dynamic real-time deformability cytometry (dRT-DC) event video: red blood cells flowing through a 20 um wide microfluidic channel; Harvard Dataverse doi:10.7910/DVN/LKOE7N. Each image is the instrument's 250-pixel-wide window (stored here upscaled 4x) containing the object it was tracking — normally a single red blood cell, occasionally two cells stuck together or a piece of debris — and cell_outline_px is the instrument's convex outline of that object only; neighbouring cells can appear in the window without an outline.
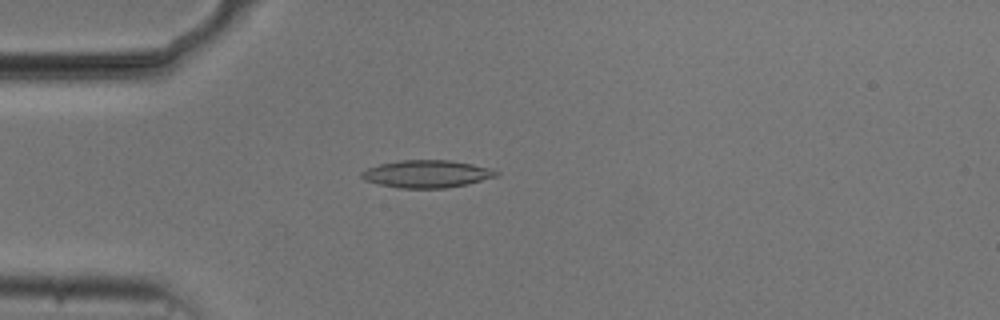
{"species": "common noctule bat (a hibernating species)", "species_latin": "Nyctalus noctula", "temperature_condition": "cold", "stored_images_in_passage": 53, "camera_frame_rate_fps": 3000, "um_per_image_px": 0.085, "animal": {"sex": "male", "body_mass_g": 20.5, "forearm_length_mm": 52.5}, "frame": {"image": 1, "passage_image": 14, "time_ms": 4.333, "image_size_px": [1000, 320], "cell_outline_px": [[500, 176], [468, 184], [444, 188], [400, 188], [380, 184], [364, 180], [360, 176], [360, 172], [368, 168], [380, 164], [400, 160], [452, 160], [492, 168], [500, 172]], "centroid_in_image_um": [36.33, 14.78], "position_along_channel_um": 48.7, "area_um2": 21.73}}
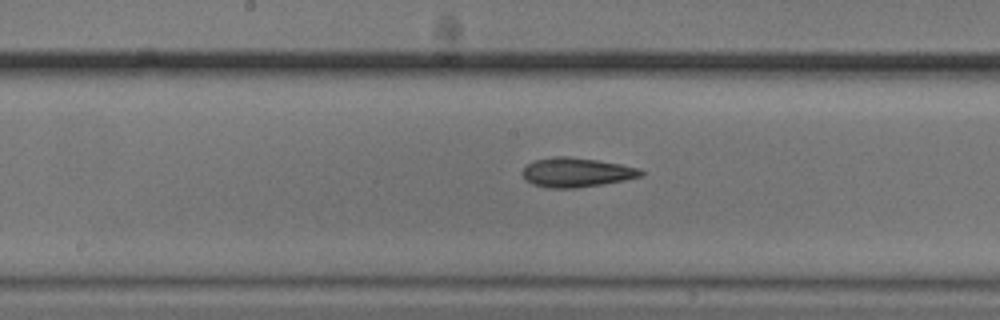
{"frame": {"image": 2, "passage_image": 27, "time_ms": 8.667, "image_size_px": [1000, 320], "cell_outline_px": [[644, 176], [624, 180], [576, 188], [548, 188], [532, 184], [524, 180], [524, 168], [528, 164], [536, 160], [556, 156], [568, 156], [596, 160], [620, 164], [640, 168], [644, 172]], "centroid_in_image_um": [49.02, 14.66], "position_along_channel_um": 199.2, "area_um2": 20.11}}
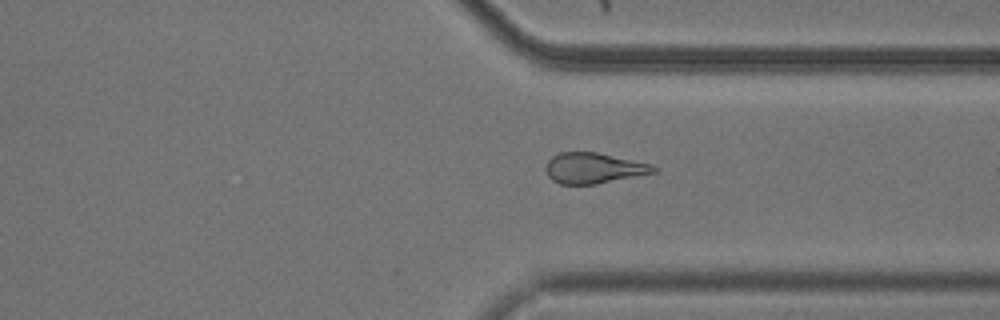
{"frame": {"image": 3, "passage_image": 40, "time_ms": 13.0, "image_size_px": [1000, 320], "cell_outline_px": [[660, 168], [656, 172], [596, 184], [560, 184], [552, 180], [548, 176], [544, 168], [548, 160], [552, 156], [560, 152], [596, 152], [652, 164]], "centroid_in_image_um": [50.45, 14.29], "position_along_channel_um": 360.9, "area_um2": 19.31}, "authors_computed_cell_mechanics": {"area_um2": 20.4612, "velocity_mm_per_s": 3.7485, "shape_relaxation_time_tau1_ms": 3.6167, "shape_relaxation_time_tau2_ms": 3.3615, "deformation_change_tau1": 0.1372, "deformation_change_tau2": 0.1231}}